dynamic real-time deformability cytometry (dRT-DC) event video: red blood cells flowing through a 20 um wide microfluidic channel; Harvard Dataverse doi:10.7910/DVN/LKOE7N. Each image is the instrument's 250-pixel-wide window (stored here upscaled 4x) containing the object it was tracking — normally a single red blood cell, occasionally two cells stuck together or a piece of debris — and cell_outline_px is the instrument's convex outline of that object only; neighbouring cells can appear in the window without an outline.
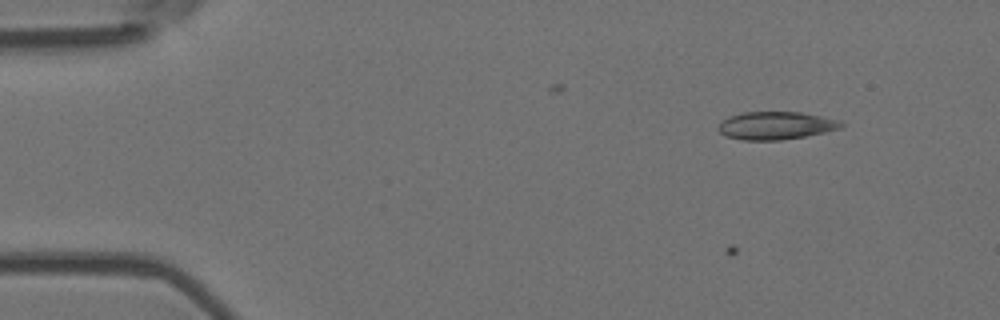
{"species": "Egyptian fruit bat (a non-hibernating species)", "species_latin": "Rousettus aegyptiacus", "temperature_condition": "room temperature", "stored_images_in_passage": 6, "camera_frame_rate_fps": 3000, "um_per_image_px": 0.085, "animal": {"sex": "female"}, "frame": {"image": 1, "passage_image": 4, "time_ms": 1.0, "image_size_px": [1000, 320], "cell_outline_px": [[844, 124], [840, 128], [824, 132], [804, 136], [780, 140], [744, 140], [724, 136], [716, 128], [728, 116], [744, 112], [800, 112], [840, 120]], "centroid_in_image_um": [65.92, 10.67], "position_along_channel_um": 19.1, "area_um2": 19.83}}